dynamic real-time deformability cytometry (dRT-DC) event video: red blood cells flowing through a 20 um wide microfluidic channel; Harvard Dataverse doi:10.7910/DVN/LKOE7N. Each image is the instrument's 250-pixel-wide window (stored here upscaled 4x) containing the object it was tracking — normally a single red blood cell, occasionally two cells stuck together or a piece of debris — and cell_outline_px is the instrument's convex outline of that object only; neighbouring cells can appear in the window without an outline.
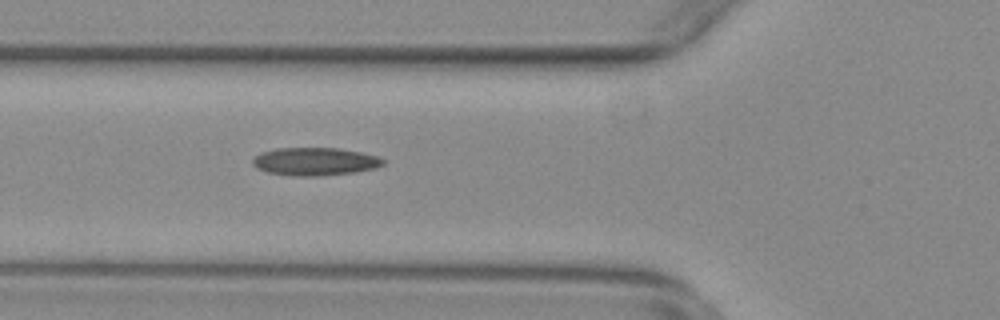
{"species": "common noctule bat (a hibernating species)", "species_latin": "Nyctalus noctula", "temperature_condition": "warm", "stored_images_in_passage": 25, "camera_frame_rate_fps": 3000, "um_per_image_px": 0.085, "animal": {"sex": "female", "body_mass_g": 29.2, "forearm_length_mm": 56.3}, "frame": {"image": 1, "passage_image": 8, "time_ms": 2.333, "image_size_px": [1000, 320], "cell_outline_px": [[384, 164], [376, 168], [356, 172], [320, 176], [288, 176], [268, 172], [256, 168], [252, 164], [252, 156], [260, 152], [276, 148], [340, 148], [360, 152], [376, 156], [384, 160]], "centroid_in_image_um": [26.72, 13.73], "position_along_channel_um": 99.1, "area_um2": 21.5}}
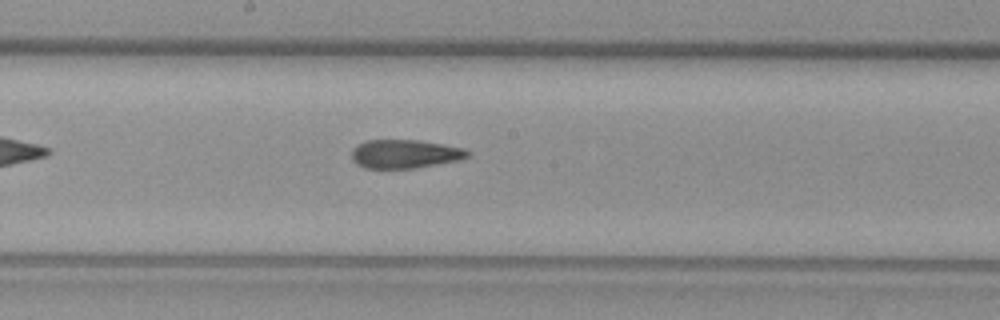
{"frame": {"image": 2, "passage_image": 17, "time_ms": 5.333, "image_size_px": [1000, 320], "cell_outline_px": [[472, 152], [468, 156], [460, 160], [412, 168], [364, 168], [356, 164], [352, 160], [352, 148], [368, 140], [416, 140], [464, 148]], "centroid_in_image_um": [34.4, 13.09], "position_along_channel_um": 213.8, "area_um2": 19.19}}
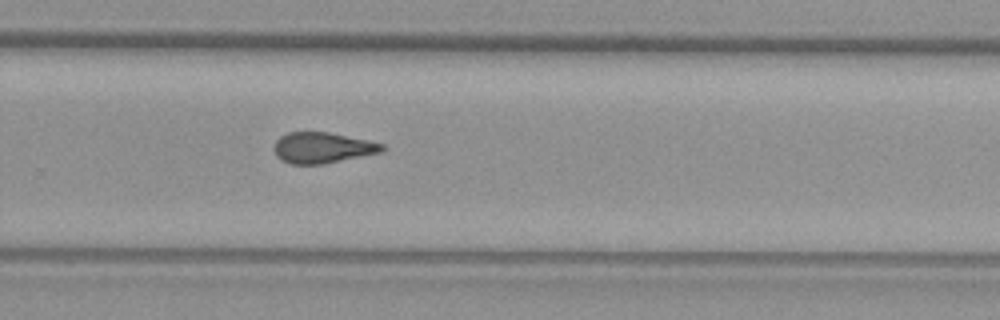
{"frame": {"image": 3, "passage_image": 24, "time_ms": 7.667, "image_size_px": [1000, 320], "cell_outline_px": [[384, 152], [320, 164], [292, 164], [280, 160], [276, 156], [272, 148], [276, 140], [280, 136], [288, 132], [328, 132], [368, 140], [384, 144]], "centroid_in_image_um": [27.38, 12.55], "position_along_channel_um": 302.4, "area_um2": 19.48}}